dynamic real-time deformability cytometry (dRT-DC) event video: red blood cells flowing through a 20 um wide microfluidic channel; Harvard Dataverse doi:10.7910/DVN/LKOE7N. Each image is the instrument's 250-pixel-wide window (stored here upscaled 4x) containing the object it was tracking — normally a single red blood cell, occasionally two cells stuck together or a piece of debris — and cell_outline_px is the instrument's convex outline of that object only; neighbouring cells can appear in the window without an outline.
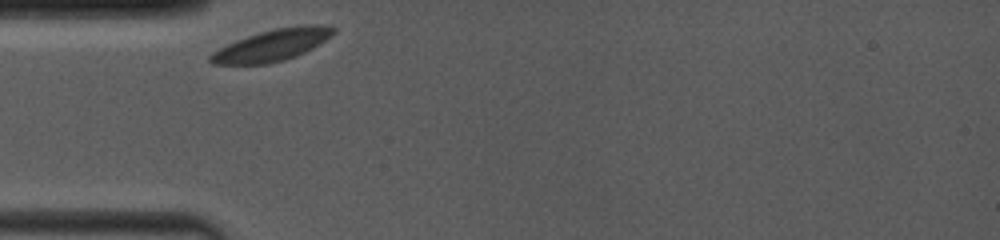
{"species": "common noctule bat (a hibernating species)", "species_latin": "Nyctalus noctula", "temperature_condition": "room temperature", "stored_images_in_passage": 34, "camera_frame_rate_fps": 4000, "um_per_image_px": 0.085, "animal": {"sex": "female", "body_mass_g": 19.0, "forearm_length_mm": 53.3}, "frame": {"image": 1, "passage_image": 1, "time_ms": 0.0, "image_size_px": [1000, 240], "cell_outline_px": [[336, 32], [332, 36], [312, 48], [304, 52], [284, 60], [268, 64], [212, 64], [208, 60], [208, 56], [212, 52], [236, 40], [260, 32], [276, 28], [308, 24], [320, 24], [336, 28]], "centroid_in_image_um": [23.14, 3.83], "position_along_channel_um": 61.9, "area_um2": 22.54}}
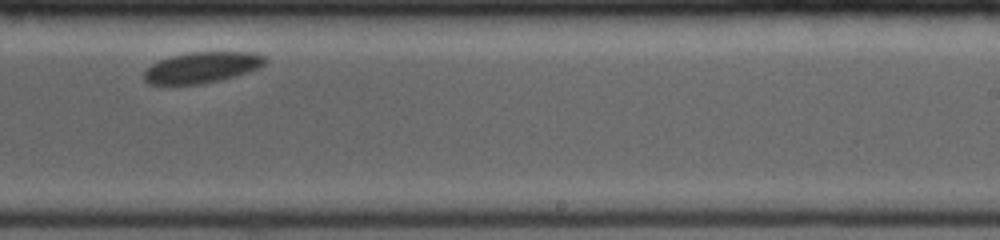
{"frame": {"image": 2, "passage_image": 20, "time_ms": 6.0, "image_size_px": [1000, 240], "cell_outline_px": [[268, 60], [260, 68], [236, 76], [220, 80], [200, 84], [148, 84], [144, 80], [144, 72], [152, 64], [160, 60], [172, 56], [192, 52], [256, 52], [268, 56]], "centroid_in_image_um": [17.24, 5.73], "position_along_channel_um": 271.8, "area_um2": 21.91}}
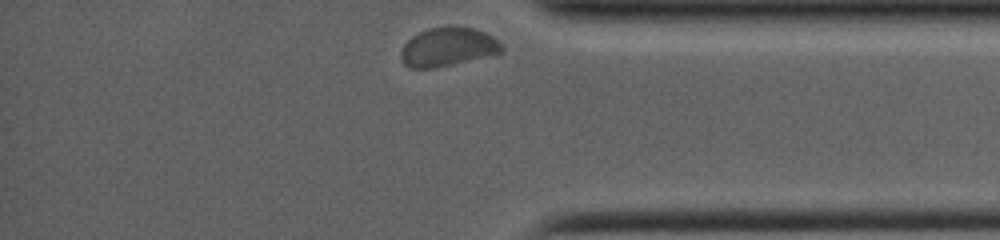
{"frame": {"image": 3, "passage_image": 34, "time_ms": 9.5, "image_size_px": [1000, 240], "cell_outline_px": [[504, 52], [436, 68], [408, 68], [404, 64], [400, 56], [400, 52], [404, 44], [412, 36], [428, 28], [448, 24], [472, 28], [484, 32], [492, 36], [504, 44]], "centroid_in_image_um": [38.08, 3.97], "position_along_channel_um": 397.1, "area_um2": 23.18}, "authors_computed_cell_mechanics": {"area_um2": 22.9177, "velocity_mm_per_s": 3.5513, "shape_relaxation_time_tau1_ms": 2.9845, "shape_relaxation_time_tau2_ms": null, "deformation_change_tau1": 0.0546, "deformation_change_tau2": null}}